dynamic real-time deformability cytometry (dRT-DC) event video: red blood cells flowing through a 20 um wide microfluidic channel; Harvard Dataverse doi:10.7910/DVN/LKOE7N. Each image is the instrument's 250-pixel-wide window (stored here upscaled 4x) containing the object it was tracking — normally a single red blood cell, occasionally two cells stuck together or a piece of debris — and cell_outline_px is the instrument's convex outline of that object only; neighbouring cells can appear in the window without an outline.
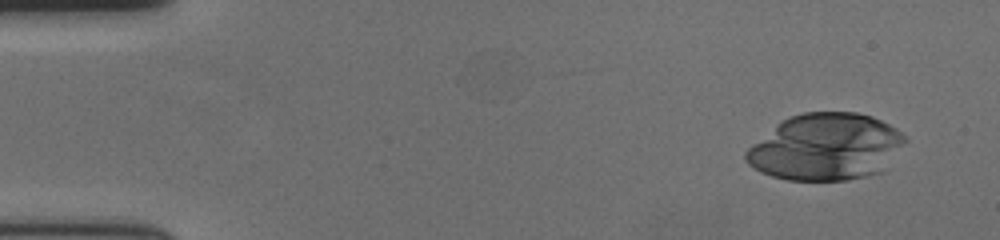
{"species": "human", "species_latin": "Homo sapiens", "temperature_condition": "cold", "stored_images_in_passage": 43, "camera_frame_rate_fps": 3000, "um_per_image_px": 0.085, "donor": {"sex": "female"}, "frame": {"image": 1, "passage_image": 4, "time_ms": 1.0, "image_size_px": [1000, 240], "cell_outline_px": [[908, 140], [884, 172], [868, 176], [848, 180], [788, 180], [772, 176], [748, 164], [744, 156], [744, 152], [752, 144], [776, 124], [792, 116], [804, 112], [856, 112], [872, 116], [896, 128]], "centroid_in_image_um": [70.24, 12.5], "position_along_channel_um": 14.8, "area_um2": 62.02}}